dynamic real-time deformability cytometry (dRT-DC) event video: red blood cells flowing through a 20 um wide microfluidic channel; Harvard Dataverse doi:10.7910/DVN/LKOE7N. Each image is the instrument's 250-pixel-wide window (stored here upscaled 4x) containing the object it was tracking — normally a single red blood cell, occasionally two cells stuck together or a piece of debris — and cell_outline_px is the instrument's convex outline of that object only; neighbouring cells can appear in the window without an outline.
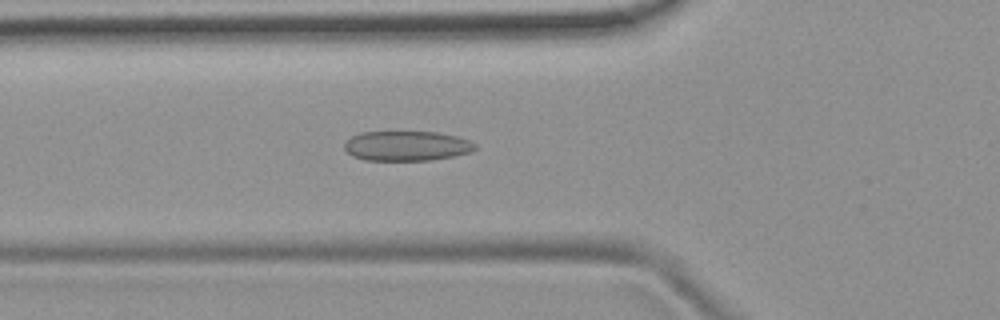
{"species": "common noctule bat (a hibernating species)", "species_latin": "Nyctalus noctula", "temperature_condition": "room temperature", "stored_images_in_passage": 45, "camera_frame_rate_fps": 3000, "um_per_image_px": 0.085, "animal": {"sex": "female", "body_mass_g": 19.9}, "frame": {"image": 1, "passage_image": 12, "time_ms": 3.667, "image_size_px": [1000, 320], "cell_outline_px": [[476, 148], [472, 152], [432, 160], [364, 160], [352, 156], [344, 148], [344, 144], [352, 136], [360, 132], [436, 132], [456, 136], [468, 140], [476, 144]], "centroid_in_image_um": [34.57, 12.4], "position_along_channel_um": 91.2, "area_um2": 22.66}}
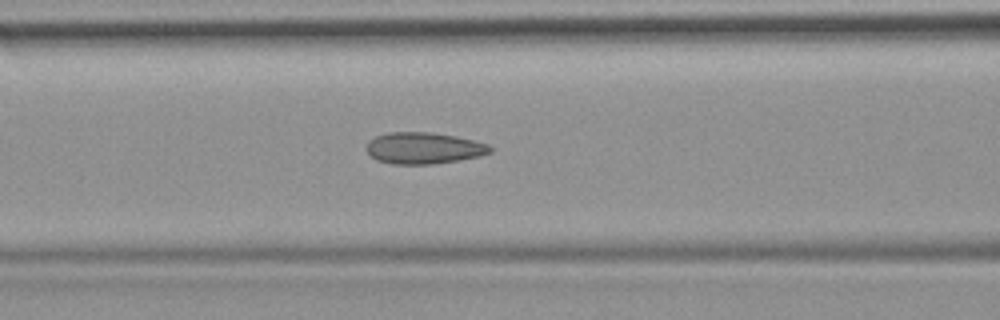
{"frame": {"image": 2, "passage_image": 15, "time_ms": 4.667, "image_size_px": [1000, 320], "cell_outline_px": [[492, 152], [480, 156], [460, 160], [432, 164], [392, 164], [376, 160], [364, 148], [368, 140], [376, 136], [388, 132], [432, 132], [456, 136], [488, 144], [492, 148]], "centroid_in_image_um": [35.99, 12.59], "position_along_channel_um": 130.6, "area_um2": 22.89}}
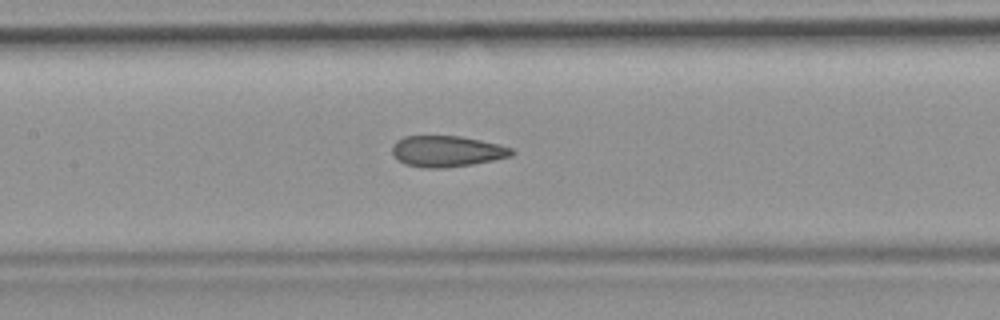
{"frame": {"image": 3, "passage_image": 18, "time_ms": 5.667, "image_size_px": [1000, 320], "cell_outline_px": [[516, 152], [512, 156], [472, 164], [444, 168], [424, 168], [404, 164], [392, 152], [392, 144], [396, 140], [404, 136], [460, 136], [500, 144], [512, 148]], "centroid_in_image_um": [37.99, 12.85], "position_along_channel_um": 169.4, "area_um2": 21.68}, "authors_computed_cell_mechanics": {"area_um2": 22.0796, "velocity_mm_per_s": 3.8811, "shape_relaxation_time_tau1_ms": null, "shape_relaxation_time_tau2_ms": 1.7193, "deformation_change_tau1": null, "deformation_change_tau2": 0.0897}}